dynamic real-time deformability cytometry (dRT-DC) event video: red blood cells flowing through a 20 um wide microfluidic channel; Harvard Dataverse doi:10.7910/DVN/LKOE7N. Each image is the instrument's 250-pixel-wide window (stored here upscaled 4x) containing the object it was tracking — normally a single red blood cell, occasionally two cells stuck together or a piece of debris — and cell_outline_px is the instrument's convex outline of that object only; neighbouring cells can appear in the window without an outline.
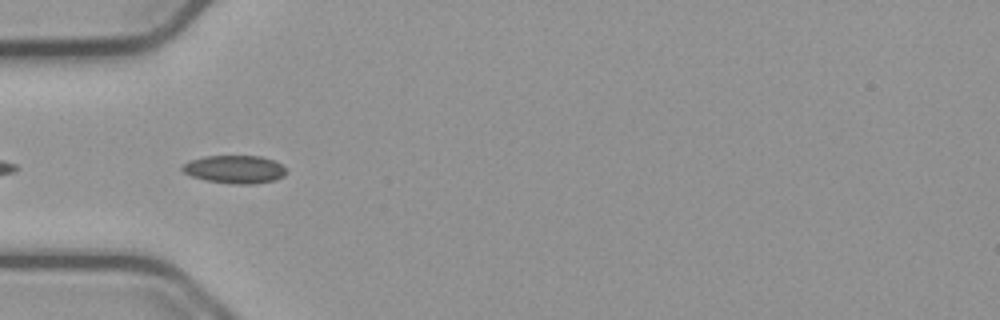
{"species": "common noctule bat (a hibernating species)", "species_latin": "Nyctalus noctula", "temperature_condition": "cold", "stored_images_in_passage": 5, "camera_frame_rate_fps": 3000, "um_per_image_px": 0.085, "animal": {"sex": "male", "body_mass_g": 23.1, "forearm_length_mm": 52.7}, "frame": {"image": 1, "passage_image": 2, "time_ms": 0.333, "image_size_px": [1000, 320], "cell_outline_px": [[288, 172], [284, 176], [272, 180], [252, 184], [232, 184], [208, 180], [192, 176], [184, 172], [180, 168], [188, 160], [204, 156], [260, 156], [272, 160], [280, 164]], "centroid_in_image_um": [19.93, 14.38], "position_along_channel_um": 65.1, "area_um2": 16.82}}